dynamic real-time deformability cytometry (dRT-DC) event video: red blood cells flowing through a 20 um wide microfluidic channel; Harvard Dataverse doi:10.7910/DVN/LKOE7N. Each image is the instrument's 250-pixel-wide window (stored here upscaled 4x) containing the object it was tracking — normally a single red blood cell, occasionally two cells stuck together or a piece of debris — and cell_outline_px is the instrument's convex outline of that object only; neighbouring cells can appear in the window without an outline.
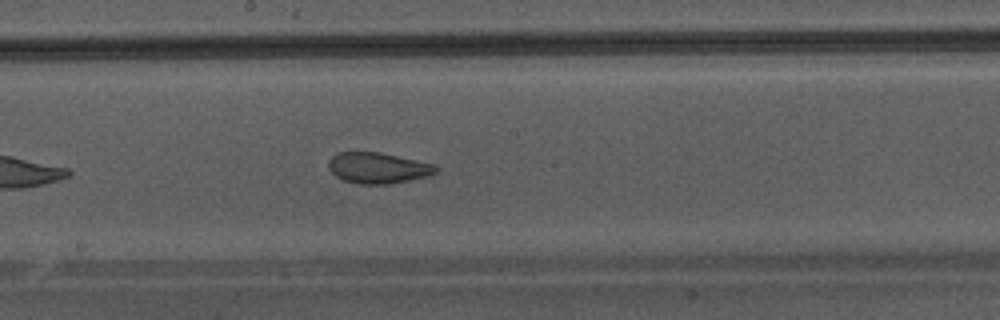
{"species": "Egyptian fruit bat (a non-hibernating species)", "species_latin": "Rousettus aegyptiacus", "temperature_condition": "warm", "stored_images_in_passage": 27, "camera_frame_rate_fps": 3000, "um_per_image_px": 0.085, "animal": {"sex": "male"}, "frame": {"image": 1, "passage_image": 12, "time_ms": 3.667, "image_size_px": [1000, 320], "cell_outline_px": [[440, 172], [408, 180], [388, 184], [360, 184], [344, 180], [336, 176], [328, 168], [328, 160], [336, 152], [380, 152], [436, 164], [440, 168]], "centroid_in_image_um": [32.14, 14.26], "position_along_channel_um": 216.1, "area_um2": 19.42}}
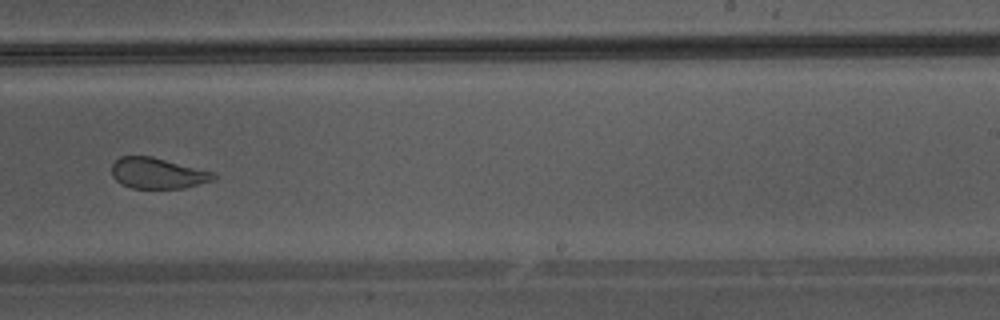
{"frame": {"image": 2, "passage_image": 16, "time_ms": 5.0, "image_size_px": [1000, 320], "cell_outline_px": [[216, 176], [212, 180], [184, 188], [132, 188], [120, 184], [112, 176], [112, 164], [120, 156], [152, 156], [216, 172]], "centroid_in_image_um": [13.39, 14.72], "position_along_channel_um": 275.6, "area_um2": 18.38}}